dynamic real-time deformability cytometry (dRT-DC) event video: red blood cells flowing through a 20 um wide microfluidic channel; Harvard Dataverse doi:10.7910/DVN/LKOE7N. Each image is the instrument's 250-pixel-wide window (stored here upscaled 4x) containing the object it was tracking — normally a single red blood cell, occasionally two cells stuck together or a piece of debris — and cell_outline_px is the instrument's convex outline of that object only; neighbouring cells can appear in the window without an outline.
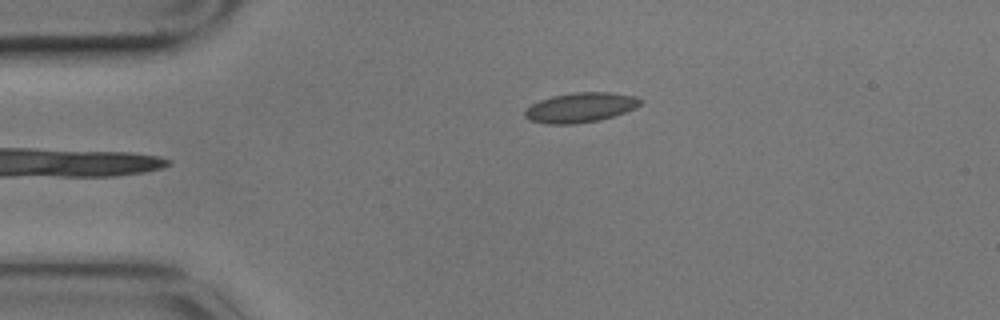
{"species": "common noctule bat (a hibernating species)", "species_latin": "Nyctalus noctula", "temperature_condition": "cold", "stored_images_in_passage": 5, "camera_frame_rate_fps": 3000, "um_per_image_px": 0.085, "animal": {"sex": "male", "body_mass_g": 17.9}, "frame": {"image": 1, "passage_image": 5, "time_ms": 1.333, "image_size_px": [1000, 320], "cell_outline_px": [[640, 104], [636, 108], [600, 120], [572, 124], [548, 124], [528, 120], [524, 116], [524, 112], [532, 104], [540, 100], [552, 96], [576, 92], [608, 92], [636, 96], [640, 100]], "centroid_in_image_um": [49.31, 9.14], "position_along_channel_um": 35.7, "area_um2": 19.88}}